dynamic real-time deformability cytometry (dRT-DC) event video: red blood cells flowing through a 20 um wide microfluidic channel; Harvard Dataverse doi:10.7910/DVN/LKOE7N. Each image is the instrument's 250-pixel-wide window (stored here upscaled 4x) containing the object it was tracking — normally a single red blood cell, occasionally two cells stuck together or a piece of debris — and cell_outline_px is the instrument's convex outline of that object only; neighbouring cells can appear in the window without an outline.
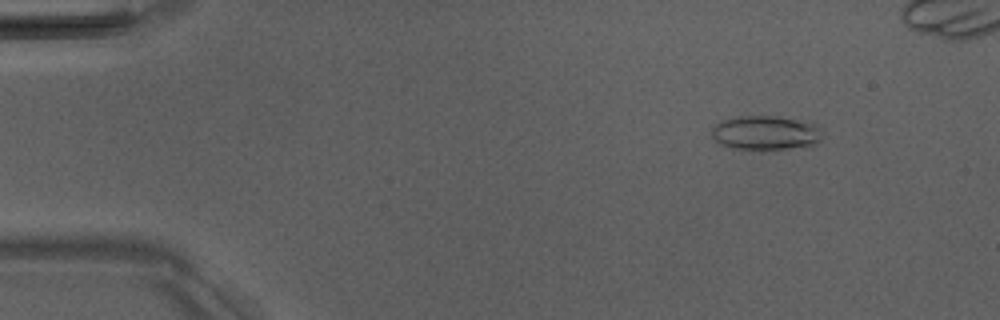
{"species": "Egyptian fruit bat (a non-hibernating species)", "species_latin": "Rousettus aegyptiacus", "temperature_condition": "room temperature", "stored_images_in_passage": 7, "camera_frame_rate_fps": 3000, "um_per_image_px": 0.085, "animal": {"sex": "male"}, "frame": {"image": 1, "passage_image": 2, "time_ms": 1.333, "image_size_px": [1000, 320], "cell_outline_px": [[824, 136], [816, 144], [784, 148], [732, 148], [720, 144], [712, 136], [712, 128], [720, 120], [736, 116], [776, 116], [808, 120], [816, 124], [824, 132]], "centroid_in_image_um": [65.12, 11.25], "position_along_channel_um": 19.9, "area_um2": 22.14}}